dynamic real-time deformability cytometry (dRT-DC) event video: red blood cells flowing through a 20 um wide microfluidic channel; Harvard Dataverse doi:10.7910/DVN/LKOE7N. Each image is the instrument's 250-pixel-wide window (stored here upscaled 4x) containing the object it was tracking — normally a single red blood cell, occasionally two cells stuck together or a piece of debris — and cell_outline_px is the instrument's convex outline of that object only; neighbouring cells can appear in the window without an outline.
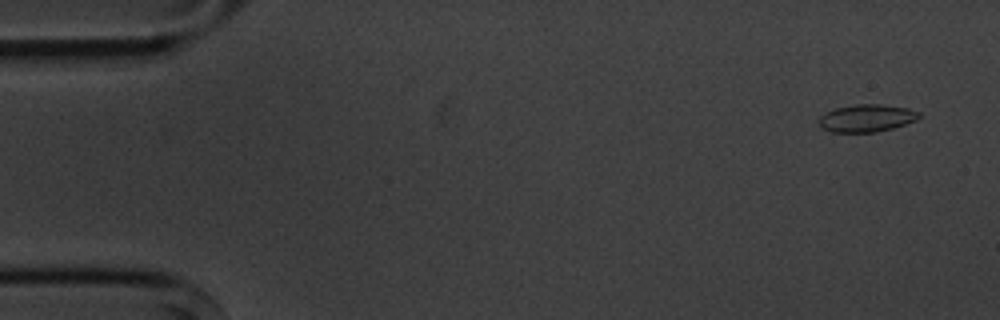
{"species": "common noctule bat (a hibernating species)", "species_latin": "Nyctalus noctula", "temperature_condition": "cold", "stored_images_in_passage": 5, "camera_frame_rate_fps": 3000, "um_per_image_px": 0.085, "animal": {"sex": "male", "body_mass_g": 20.1, "forearm_length_mm": 53.5}, "frame": {"image": 1, "passage_image": 1, "time_ms": 0.0, "image_size_px": [1000, 320], "cell_outline_px": [[920, 116], [916, 120], [892, 128], [876, 132], [832, 132], [820, 128], [820, 116], [836, 108], [856, 104], [880, 104], [908, 108], [920, 112]], "centroid_in_image_um": [73.67, 10.04], "position_along_channel_um": 11.3, "area_um2": 15.9}}
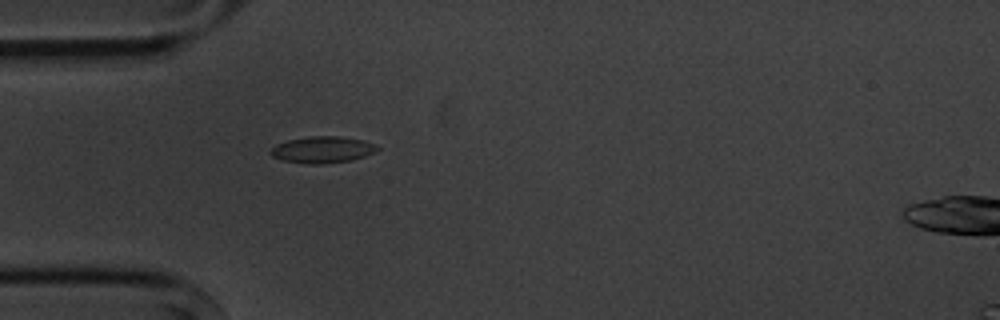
{"frame": {"image": 2, "passage_image": 4, "time_ms": 4.333, "image_size_px": [1000, 320], "cell_outline_px": [[380, 148], [376, 152], [352, 160], [324, 164], [308, 164], [284, 160], [272, 156], [268, 152], [276, 144], [288, 140], [308, 136], [340, 136], [364, 140]], "centroid_in_image_um": [27.4, 12.72], "position_along_channel_um": 57.6, "area_um2": 16.53}}